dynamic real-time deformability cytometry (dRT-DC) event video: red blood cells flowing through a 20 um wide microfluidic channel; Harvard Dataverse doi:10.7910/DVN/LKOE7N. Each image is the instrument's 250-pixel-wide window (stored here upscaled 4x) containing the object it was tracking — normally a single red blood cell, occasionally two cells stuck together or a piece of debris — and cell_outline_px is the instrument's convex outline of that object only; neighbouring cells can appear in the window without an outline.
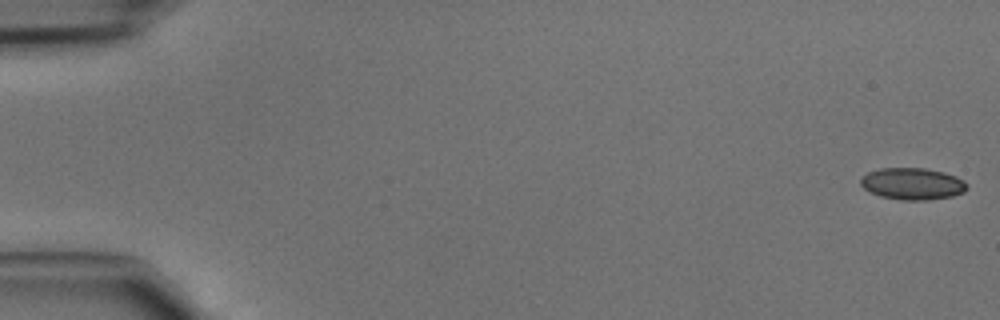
{"species": "common noctule bat (a hibernating species)", "species_latin": "Nyctalus noctula", "temperature_condition": "cold", "stored_images_in_passage": 46, "camera_frame_rate_fps": 3000, "um_per_image_px": 0.085, "animal": {"sex": "male", "body_mass_g": 15.6}, "frame": {"image": 1, "passage_image": 1, "time_ms": 0.0, "image_size_px": [1000, 320], "cell_outline_px": [[968, 188], [964, 192], [952, 196], [924, 200], [900, 200], [880, 196], [864, 188], [860, 184], [860, 180], [868, 172], [880, 168], [924, 168], [944, 172], [956, 176], [964, 180], [968, 184]], "centroid_in_image_um": [77.59, 15.62], "position_along_channel_um": 7.4, "area_um2": 19.71}}
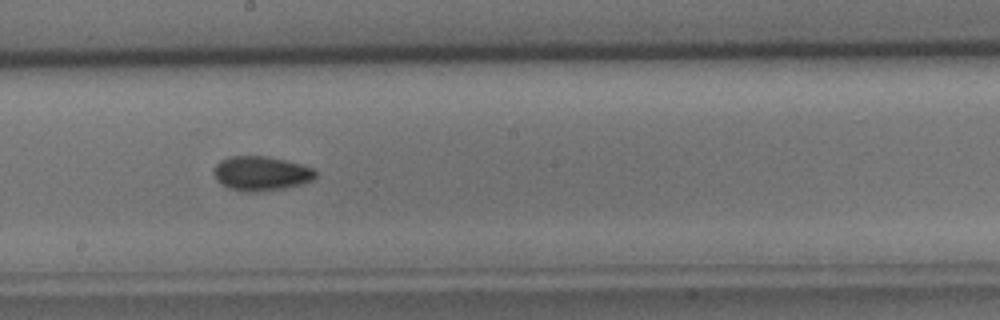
{"frame": {"image": 2, "passage_image": 26, "time_ms": 8.333, "image_size_px": [1000, 320], "cell_outline_px": [[316, 176], [312, 180], [300, 184], [284, 188], [256, 192], [244, 192], [228, 188], [220, 184], [216, 180], [212, 172], [216, 164], [220, 160], [228, 156], [268, 156], [300, 164], [312, 168], [316, 172]], "centroid_in_image_um": [22.13, 14.74], "position_along_channel_um": 226.1, "area_um2": 20.52}}
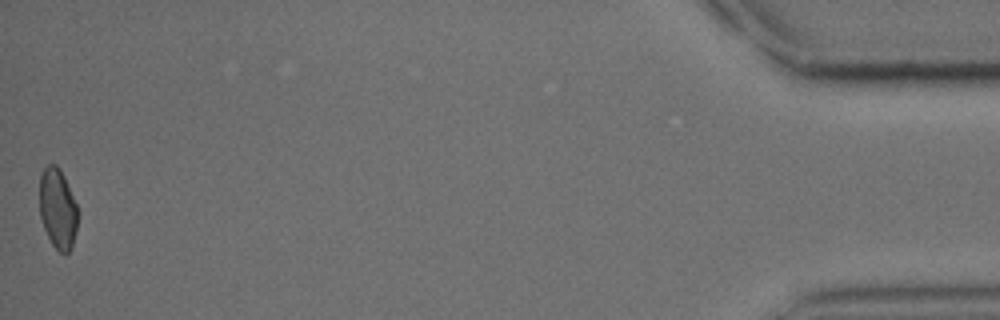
{"frame": {"image": 3, "passage_image": 46, "time_ms": 15.0, "image_size_px": [1000, 320], "cell_outline_px": [[80, 212], [76, 232], [72, 248], [64, 256], [52, 244], [44, 228], [40, 216], [40, 176], [44, 168], [48, 164], [56, 164], [60, 168], [64, 176]], "centroid_in_image_um": [4.94, 17.75], "position_along_channel_um": 430.3, "area_um2": 18.21}}